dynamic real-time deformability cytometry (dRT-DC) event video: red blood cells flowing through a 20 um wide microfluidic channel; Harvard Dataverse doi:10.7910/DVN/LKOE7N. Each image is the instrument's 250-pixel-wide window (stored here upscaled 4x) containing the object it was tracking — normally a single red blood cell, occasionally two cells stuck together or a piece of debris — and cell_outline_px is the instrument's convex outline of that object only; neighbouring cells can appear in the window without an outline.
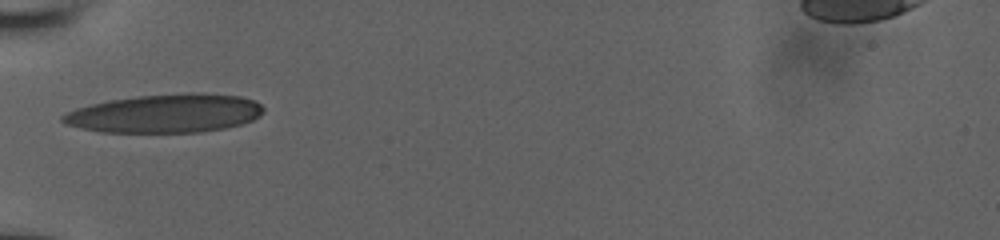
{"species": "human", "species_latin": "Homo sapiens", "temperature_condition": "room temperature", "stored_images_in_passage": 3, "camera_frame_rate_fps": 3000, "um_per_image_px": 0.085, "donor": {"sex": "male"}, "frame": {"image": 1, "passage_image": 1, "time_ms": 0.0, "image_size_px": [1000, 240], "cell_outline_px": [[264, 112], [260, 116], [252, 120], [240, 124], [224, 128], [200, 132], [100, 132], [80, 128], [64, 124], [60, 120], [60, 116], [76, 108], [108, 100], [136, 96], [188, 92], [204, 92], [240, 96], [256, 100], [264, 108]], "centroid_in_image_um": [14.06, 9.63], "position_along_channel_um": 70.9, "area_um2": 45.49}}
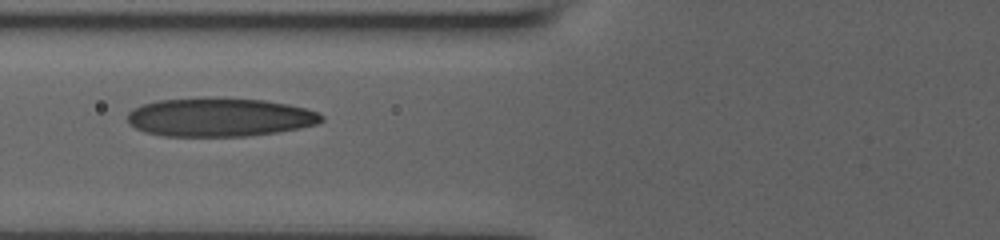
{"frame": {"image": 2, "passage_image": 2, "time_ms": 1.0, "image_size_px": [1000, 240], "cell_outline_px": [[324, 120], [316, 124], [300, 128], [276, 132], [244, 136], [164, 136], [144, 132], [128, 124], [128, 112], [132, 108], [144, 104], [160, 100], [208, 96], [264, 100], [288, 104], [304, 108], [316, 112], [324, 116]], "centroid_in_image_um": [18.63, 9.95], "position_along_channel_um": 107.2, "area_um2": 44.04}}